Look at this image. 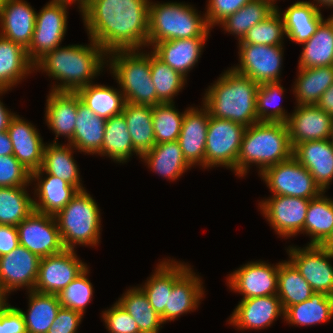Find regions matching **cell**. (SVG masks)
<instances>
[{
  "instance_id": "obj_1",
  "label": "cell",
  "mask_w": 333,
  "mask_h": 333,
  "mask_svg": "<svg viewBox=\"0 0 333 333\" xmlns=\"http://www.w3.org/2000/svg\"><path fill=\"white\" fill-rule=\"evenodd\" d=\"M149 2L89 0L80 11L88 38L107 54L115 50L148 48Z\"/></svg>"
},
{
  "instance_id": "obj_29",
  "label": "cell",
  "mask_w": 333,
  "mask_h": 333,
  "mask_svg": "<svg viewBox=\"0 0 333 333\" xmlns=\"http://www.w3.org/2000/svg\"><path fill=\"white\" fill-rule=\"evenodd\" d=\"M276 9L282 16L286 38L298 45L308 41L324 20L321 10L309 1H296L282 13L278 5Z\"/></svg>"
},
{
  "instance_id": "obj_35",
  "label": "cell",
  "mask_w": 333,
  "mask_h": 333,
  "mask_svg": "<svg viewBox=\"0 0 333 333\" xmlns=\"http://www.w3.org/2000/svg\"><path fill=\"white\" fill-rule=\"evenodd\" d=\"M97 155L106 156L119 164L129 162L133 155L139 156V159H141V155L132 144L127 123L122 113L106 120L102 149Z\"/></svg>"
},
{
  "instance_id": "obj_27",
  "label": "cell",
  "mask_w": 333,
  "mask_h": 333,
  "mask_svg": "<svg viewBox=\"0 0 333 333\" xmlns=\"http://www.w3.org/2000/svg\"><path fill=\"white\" fill-rule=\"evenodd\" d=\"M44 121L55 134L53 143H58L60 136L69 143L75 129L78 94L76 92L49 91L45 104Z\"/></svg>"
},
{
  "instance_id": "obj_66",
  "label": "cell",
  "mask_w": 333,
  "mask_h": 333,
  "mask_svg": "<svg viewBox=\"0 0 333 333\" xmlns=\"http://www.w3.org/2000/svg\"><path fill=\"white\" fill-rule=\"evenodd\" d=\"M268 1L272 2L274 5L277 6V3H275V2H277V0H268ZM278 1H279V0H278Z\"/></svg>"
},
{
  "instance_id": "obj_17",
  "label": "cell",
  "mask_w": 333,
  "mask_h": 333,
  "mask_svg": "<svg viewBox=\"0 0 333 333\" xmlns=\"http://www.w3.org/2000/svg\"><path fill=\"white\" fill-rule=\"evenodd\" d=\"M40 257L19 245L10 253L0 256V288L9 296L25 288L33 291L39 270Z\"/></svg>"
},
{
  "instance_id": "obj_54",
  "label": "cell",
  "mask_w": 333,
  "mask_h": 333,
  "mask_svg": "<svg viewBox=\"0 0 333 333\" xmlns=\"http://www.w3.org/2000/svg\"><path fill=\"white\" fill-rule=\"evenodd\" d=\"M83 317L78 311L61 307L47 333H78Z\"/></svg>"
},
{
  "instance_id": "obj_45",
  "label": "cell",
  "mask_w": 333,
  "mask_h": 333,
  "mask_svg": "<svg viewBox=\"0 0 333 333\" xmlns=\"http://www.w3.org/2000/svg\"><path fill=\"white\" fill-rule=\"evenodd\" d=\"M29 186L0 187V224L17 226L34 211Z\"/></svg>"
},
{
  "instance_id": "obj_59",
  "label": "cell",
  "mask_w": 333,
  "mask_h": 333,
  "mask_svg": "<svg viewBox=\"0 0 333 333\" xmlns=\"http://www.w3.org/2000/svg\"><path fill=\"white\" fill-rule=\"evenodd\" d=\"M13 155V146L7 131L0 132V156Z\"/></svg>"
},
{
  "instance_id": "obj_23",
  "label": "cell",
  "mask_w": 333,
  "mask_h": 333,
  "mask_svg": "<svg viewBox=\"0 0 333 333\" xmlns=\"http://www.w3.org/2000/svg\"><path fill=\"white\" fill-rule=\"evenodd\" d=\"M36 13L25 0H5L0 11V36L27 49L35 29Z\"/></svg>"
},
{
  "instance_id": "obj_58",
  "label": "cell",
  "mask_w": 333,
  "mask_h": 333,
  "mask_svg": "<svg viewBox=\"0 0 333 333\" xmlns=\"http://www.w3.org/2000/svg\"><path fill=\"white\" fill-rule=\"evenodd\" d=\"M316 105L333 116V84L321 95Z\"/></svg>"
},
{
  "instance_id": "obj_12",
  "label": "cell",
  "mask_w": 333,
  "mask_h": 333,
  "mask_svg": "<svg viewBox=\"0 0 333 333\" xmlns=\"http://www.w3.org/2000/svg\"><path fill=\"white\" fill-rule=\"evenodd\" d=\"M289 260L310 284L313 292L333 296V251L320 245H289Z\"/></svg>"
},
{
  "instance_id": "obj_10",
  "label": "cell",
  "mask_w": 333,
  "mask_h": 333,
  "mask_svg": "<svg viewBox=\"0 0 333 333\" xmlns=\"http://www.w3.org/2000/svg\"><path fill=\"white\" fill-rule=\"evenodd\" d=\"M259 176L272 195L314 199L323 192L311 173L293 156L267 167Z\"/></svg>"
},
{
  "instance_id": "obj_32",
  "label": "cell",
  "mask_w": 333,
  "mask_h": 333,
  "mask_svg": "<svg viewBox=\"0 0 333 333\" xmlns=\"http://www.w3.org/2000/svg\"><path fill=\"white\" fill-rule=\"evenodd\" d=\"M34 65L28 59L26 49L19 43L0 36V88L9 89L28 77Z\"/></svg>"
},
{
  "instance_id": "obj_63",
  "label": "cell",
  "mask_w": 333,
  "mask_h": 333,
  "mask_svg": "<svg viewBox=\"0 0 333 333\" xmlns=\"http://www.w3.org/2000/svg\"><path fill=\"white\" fill-rule=\"evenodd\" d=\"M8 296L0 288V311L9 303Z\"/></svg>"
},
{
  "instance_id": "obj_31",
  "label": "cell",
  "mask_w": 333,
  "mask_h": 333,
  "mask_svg": "<svg viewBox=\"0 0 333 333\" xmlns=\"http://www.w3.org/2000/svg\"><path fill=\"white\" fill-rule=\"evenodd\" d=\"M141 161L146 163L150 171L171 182L179 180L192 168L184 158L178 141L155 144L141 156Z\"/></svg>"
},
{
  "instance_id": "obj_65",
  "label": "cell",
  "mask_w": 333,
  "mask_h": 333,
  "mask_svg": "<svg viewBox=\"0 0 333 333\" xmlns=\"http://www.w3.org/2000/svg\"><path fill=\"white\" fill-rule=\"evenodd\" d=\"M5 0H0V11H1V8L3 6V3H4Z\"/></svg>"
},
{
  "instance_id": "obj_51",
  "label": "cell",
  "mask_w": 333,
  "mask_h": 333,
  "mask_svg": "<svg viewBox=\"0 0 333 333\" xmlns=\"http://www.w3.org/2000/svg\"><path fill=\"white\" fill-rule=\"evenodd\" d=\"M31 185V172L13 155L0 156V187Z\"/></svg>"
},
{
  "instance_id": "obj_61",
  "label": "cell",
  "mask_w": 333,
  "mask_h": 333,
  "mask_svg": "<svg viewBox=\"0 0 333 333\" xmlns=\"http://www.w3.org/2000/svg\"><path fill=\"white\" fill-rule=\"evenodd\" d=\"M51 1H58V2H66L70 4H77V8L79 12L88 4L89 0H51Z\"/></svg>"
},
{
  "instance_id": "obj_9",
  "label": "cell",
  "mask_w": 333,
  "mask_h": 333,
  "mask_svg": "<svg viewBox=\"0 0 333 333\" xmlns=\"http://www.w3.org/2000/svg\"><path fill=\"white\" fill-rule=\"evenodd\" d=\"M71 5L49 0L37 11L32 41L26 49L28 59L33 65L45 54L61 46L68 29V8Z\"/></svg>"
},
{
  "instance_id": "obj_49",
  "label": "cell",
  "mask_w": 333,
  "mask_h": 333,
  "mask_svg": "<svg viewBox=\"0 0 333 333\" xmlns=\"http://www.w3.org/2000/svg\"><path fill=\"white\" fill-rule=\"evenodd\" d=\"M284 37V22L276 9L269 17L249 29L238 44L284 45Z\"/></svg>"
},
{
  "instance_id": "obj_40",
  "label": "cell",
  "mask_w": 333,
  "mask_h": 333,
  "mask_svg": "<svg viewBox=\"0 0 333 333\" xmlns=\"http://www.w3.org/2000/svg\"><path fill=\"white\" fill-rule=\"evenodd\" d=\"M116 301L133 317L140 333H160L165 323L140 287L132 286L126 289Z\"/></svg>"
},
{
  "instance_id": "obj_46",
  "label": "cell",
  "mask_w": 333,
  "mask_h": 333,
  "mask_svg": "<svg viewBox=\"0 0 333 333\" xmlns=\"http://www.w3.org/2000/svg\"><path fill=\"white\" fill-rule=\"evenodd\" d=\"M151 78L157 98L161 103H174V97L182 92L187 79L164 63L151 51Z\"/></svg>"
},
{
  "instance_id": "obj_47",
  "label": "cell",
  "mask_w": 333,
  "mask_h": 333,
  "mask_svg": "<svg viewBox=\"0 0 333 333\" xmlns=\"http://www.w3.org/2000/svg\"><path fill=\"white\" fill-rule=\"evenodd\" d=\"M284 90L281 82L259 84L256 94V111L259 122L286 123L290 113L285 111L282 103ZM270 109V110H269Z\"/></svg>"
},
{
  "instance_id": "obj_5",
  "label": "cell",
  "mask_w": 333,
  "mask_h": 333,
  "mask_svg": "<svg viewBox=\"0 0 333 333\" xmlns=\"http://www.w3.org/2000/svg\"><path fill=\"white\" fill-rule=\"evenodd\" d=\"M205 14L183 2H149L148 49L155 43L173 39L209 38Z\"/></svg>"
},
{
  "instance_id": "obj_7",
  "label": "cell",
  "mask_w": 333,
  "mask_h": 333,
  "mask_svg": "<svg viewBox=\"0 0 333 333\" xmlns=\"http://www.w3.org/2000/svg\"><path fill=\"white\" fill-rule=\"evenodd\" d=\"M87 190L78 191L72 200L54 217L65 249L77 245L94 248L101 243V212Z\"/></svg>"
},
{
  "instance_id": "obj_3",
  "label": "cell",
  "mask_w": 333,
  "mask_h": 333,
  "mask_svg": "<svg viewBox=\"0 0 333 333\" xmlns=\"http://www.w3.org/2000/svg\"><path fill=\"white\" fill-rule=\"evenodd\" d=\"M205 90L202 104L211 116L249 127L258 121L256 94L259 84L231 67Z\"/></svg>"
},
{
  "instance_id": "obj_64",
  "label": "cell",
  "mask_w": 333,
  "mask_h": 333,
  "mask_svg": "<svg viewBox=\"0 0 333 333\" xmlns=\"http://www.w3.org/2000/svg\"><path fill=\"white\" fill-rule=\"evenodd\" d=\"M331 143L333 145V127H332V131H331V137H330Z\"/></svg>"
},
{
  "instance_id": "obj_20",
  "label": "cell",
  "mask_w": 333,
  "mask_h": 333,
  "mask_svg": "<svg viewBox=\"0 0 333 333\" xmlns=\"http://www.w3.org/2000/svg\"><path fill=\"white\" fill-rule=\"evenodd\" d=\"M202 106H190L185 109L178 143L186 161L192 166H201L205 170V145L210 113Z\"/></svg>"
},
{
  "instance_id": "obj_11",
  "label": "cell",
  "mask_w": 333,
  "mask_h": 333,
  "mask_svg": "<svg viewBox=\"0 0 333 333\" xmlns=\"http://www.w3.org/2000/svg\"><path fill=\"white\" fill-rule=\"evenodd\" d=\"M284 45L238 44V62L231 68L258 84L281 82Z\"/></svg>"
},
{
  "instance_id": "obj_18",
  "label": "cell",
  "mask_w": 333,
  "mask_h": 333,
  "mask_svg": "<svg viewBox=\"0 0 333 333\" xmlns=\"http://www.w3.org/2000/svg\"><path fill=\"white\" fill-rule=\"evenodd\" d=\"M279 317L284 320V309L276 294L241 299L227 322L240 331L264 330Z\"/></svg>"
},
{
  "instance_id": "obj_43",
  "label": "cell",
  "mask_w": 333,
  "mask_h": 333,
  "mask_svg": "<svg viewBox=\"0 0 333 333\" xmlns=\"http://www.w3.org/2000/svg\"><path fill=\"white\" fill-rule=\"evenodd\" d=\"M276 10V5L268 0H251L238 11L228 16L219 26L224 32L235 36L239 42L249 29L269 17Z\"/></svg>"
},
{
  "instance_id": "obj_33",
  "label": "cell",
  "mask_w": 333,
  "mask_h": 333,
  "mask_svg": "<svg viewBox=\"0 0 333 333\" xmlns=\"http://www.w3.org/2000/svg\"><path fill=\"white\" fill-rule=\"evenodd\" d=\"M66 144L46 143L41 169L48 174L63 179L78 191L85 190L82 178H80V168H78L79 166L73 157L77 150L71 144Z\"/></svg>"
},
{
  "instance_id": "obj_50",
  "label": "cell",
  "mask_w": 333,
  "mask_h": 333,
  "mask_svg": "<svg viewBox=\"0 0 333 333\" xmlns=\"http://www.w3.org/2000/svg\"><path fill=\"white\" fill-rule=\"evenodd\" d=\"M89 266L61 292L58 298L63 308L80 312L83 316L94 294L93 284L88 278Z\"/></svg>"
},
{
  "instance_id": "obj_39",
  "label": "cell",
  "mask_w": 333,
  "mask_h": 333,
  "mask_svg": "<svg viewBox=\"0 0 333 333\" xmlns=\"http://www.w3.org/2000/svg\"><path fill=\"white\" fill-rule=\"evenodd\" d=\"M27 312L18 308L23 314L27 333H47L62 307L57 294H42L28 291Z\"/></svg>"
},
{
  "instance_id": "obj_16",
  "label": "cell",
  "mask_w": 333,
  "mask_h": 333,
  "mask_svg": "<svg viewBox=\"0 0 333 333\" xmlns=\"http://www.w3.org/2000/svg\"><path fill=\"white\" fill-rule=\"evenodd\" d=\"M16 228L19 245L40 258L58 254L65 249L54 216L33 211Z\"/></svg>"
},
{
  "instance_id": "obj_60",
  "label": "cell",
  "mask_w": 333,
  "mask_h": 333,
  "mask_svg": "<svg viewBox=\"0 0 333 333\" xmlns=\"http://www.w3.org/2000/svg\"><path fill=\"white\" fill-rule=\"evenodd\" d=\"M309 2L315 5L319 10L323 9V7L326 9L333 8V0H313V2L309 0Z\"/></svg>"
},
{
  "instance_id": "obj_2",
  "label": "cell",
  "mask_w": 333,
  "mask_h": 333,
  "mask_svg": "<svg viewBox=\"0 0 333 333\" xmlns=\"http://www.w3.org/2000/svg\"><path fill=\"white\" fill-rule=\"evenodd\" d=\"M88 39V45L57 47L34 64L36 72H44L55 80L56 84L52 83L51 91L77 92L93 83L107 68V53L94 40Z\"/></svg>"
},
{
  "instance_id": "obj_4",
  "label": "cell",
  "mask_w": 333,
  "mask_h": 333,
  "mask_svg": "<svg viewBox=\"0 0 333 333\" xmlns=\"http://www.w3.org/2000/svg\"><path fill=\"white\" fill-rule=\"evenodd\" d=\"M293 156L288 127L283 122H257L246 127L237 159V177L246 176L252 166L258 175L267 167Z\"/></svg>"
},
{
  "instance_id": "obj_52",
  "label": "cell",
  "mask_w": 333,
  "mask_h": 333,
  "mask_svg": "<svg viewBox=\"0 0 333 333\" xmlns=\"http://www.w3.org/2000/svg\"><path fill=\"white\" fill-rule=\"evenodd\" d=\"M101 318L109 333H140L133 317L117 301L102 311Z\"/></svg>"
},
{
  "instance_id": "obj_14",
  "label": "cell",
  "mask_w": 333,
  "mask_h": 333,
  "mask_svg": "<svg viewBox=\"0 0 333 333\" xmlns=\"http://www.w3.org/2000/svg\"><path fill=\"white\" fill-rule=\"evenodd\" d=\"M279 264L280 261L276 265L262 260L248 261L227 276V286L231 292L242 295V299L276 295Z\"/></svg>"
},
{
  "instance_id": "obj_13",
  "label": "cell",
  "mask_w": 333,
  "mask_h": 333,
  "mask_svg": "<svg viewBox=\"0 0 333 333\" xmlns=\"http://www.w3.org/2000/svg\"><path fill=\"white\" fill-rule=\"evenodd\" d=\"M310 199L271 195L258 203L259 211L274 232L284 239L304 235V222Z\"/></svg>"
},
{
  "instance_id": "obj_62",
  "label": "cell",
  "mask_w": 333,
  "mask_h": 333,
  "mask_svg": "<svg viewBox=\"0 0 333 333\" xmlns=\"http://www.w3.org/2000/svg\"><path fill=\"white\" fill-rule=\"evenodd\" d=\"M320 246L333 251V228L330 235L320 244Z\"/></svg>"
},
{
  "instance_id": "obj_41",
  "label": "cell",
  "mask_w": 333,
  "mask_h": 333,
  "mask_svg": "<svg viewBox=\"0 0 333 333\" xmlns=\"http://www.w3.org/2000/svg\"><path fill=\"white\" fill-rule=\"evenodd\" d=\"M127 123L132 144L142 156L155 145L152 106L125 103L122 111Z\"/></svg>"
},
{
  "instance_id": "obj_8",
  "label": "cell",
  "mask_w": 333,
  "mask_h": 333,
  "mask_svg": "<svg viewBox=\"0 0 333 333\" xmlns=\"http://www.w3.org/2000/svg\"><path fill=\"white\" fill-rule=\"evenodd\" d=\"M246 127L210 115L205 145V169L229 168L237 176V159Z\"/></svg>"
},
{
  "instance_id": "obj_15",
  "label": "cell",
  "mask_w": 333,
  "mask_h": 333,
  "mask_svg": "<svg viewBox=\"0 0 333 333\" xmlns=\"http://www.w3.org/2000/svg\"><path fill=\"white\" fill-rule=\"evenodd\" d=\"M76 253V250L64 249L58 254L42 257L34 291L58 294L78 277L88 265Z\"/></svg>"
},
{
  "instance_id": "obj_55",
  "label": "cell",
  "mask_w": 333,
  "mask_h": 333,
  "mask_svg": "<svg viewBox=\"0 0 333 333\" xmlns=\"http://www.w3.org/2000/svg\"><path fill=\"white\" fill-rule=\"evenodd\" d=\"M0 333H27L23 314L9 303L0 311Z\"/></svg>"
},
{
  "instance_id": "obj_21",
  "label": "cell",
  "mask_w": 333,
  "mask_h": 333,
  "mask_svg": "<svg viewBox=\"0 0 333 333\" xmlns=\"http://www.w3.org/2000/svg\"><path fill=\"white\" fill-rule=\"evenodd\" d=\"M31 185H34V211L51 216L60 212L78 193L74 186L41 168L31 173Z\"/></svg>"
},
{
  "instance_id": "obj_53",
  "label": "cell",
  "mask_w": 333,
  "mask_h": 333,
  "mask_svg": "<svg viewBox=\"0 0 333 333\" xmlns=\"http://www.w3.org/2000/svg\"><path fill=\"white\" fill-rule=\"evenodd\" d=\"M206 16L207 23L212 29L224 21L251 0H207Z\"/></svg>"
},
{
  "instance_id": "obj_30",
  "label": "cell",
  "mask_w": 333,
  "mask_h": 333,
  "mask_svg": "<svg viewBox=\"0 0 333 333\" xmlns=\"http://www.w3.org/2000/svg\"><path fill=\"white\" fill-rule=\"evenodd\" d=\"M106 120L95 115L80 99L78 95V108L73 138L69 142L77 152L97 155L104 141Z\"/></svg>"
},
{
  "instance_id": "obj_6",
  "label": "cell",
  "mask_w": 333,
  "mask_h": 333,
  "mask_svg": "<svg viewBox=\"0 0 333 333\" xmlns=\"http://www.w3.org/2000/svg\"><path fill=\"white\" fill-rule=\"evenodd\" d=\"M107 59L110 74L127 103L152 107L161 104L151 78V51L115 50L107 54Z\"/></svg>"
},
{
  "instance_id": "obj_48",
  "label": "cell",
  "mask_w": 333,
  "mask_h": 333,
  "mask_svg": "<svg viewBox=\"0 0 333 333\" xmlns=\"http://www.w3.org/2000/svg\"><path fill=\"white\" fill-rule=\"evenodd\" d=\"M175 107V102L161 103L152 107L155 144L178 140L185 110L180 112Z\"/></svg>"
},
{
  "instance_id": "obj_19",
  "label": "cell",
  "mask_w": 333,
  "mask_h": 333,
  "mask_svg": "<svg viewBox=\"0 0 333 333\" xmlns=\"http://www.w3.org/2000/svg\"><path fill=\"white\" fill-rule=\"evenodd\" d=\"M294 108L286 122L292 148L306 141L330 139L333 116L317 105H296Z\"/></svg>"
},
{
  "instance_id": "obj_44",
  "label": "cell",
  "mask_w": 333,
  "mask_h": 333,
  "mask_svg": "<svg viewBox=\"0 0 333 333\" xmlns=\"http://www.w3.org/2000/svg\"><path fill=\"white\" fill-rule=\"evenodd\" d=\"M313 293L310 284L289 259L280 262L277 296L281 300L284 311L289 306L309 299Z\"/></svg>"
},
{
  "instance_id": "obj_25",
  "label": "cell",
  "mask_w": 333,
  "mask_h": 333,
  "mask_svg": "<svg viewBox=\"0 0 333 333\" xmlns=\"http://www.w3.org/2000/svg\"><path fill=\"white\" fill-rule=\"evenodd\" d=\"M191 267L184 261L163 258L157 263L154 271L144 284L138 285L146 294L149 303L161 316L168 306L169 294L173 284Z\"/></svg>"
},
{
  "instance_id": "obj_34",
  "label": "cell",
  "mask_w": 333,
  "mask_h": 333,
  "mask_svg": "<svg viewBox=\"0 0 333 333\" xmlns=\"http://www.w3.org/2000/svg\"><path fill=\"white\" fill-rule=\"evenodd\" d=\"M301 45L298 68L333 66V15L324 19L313 36Z\"/></svg>"
},
{
  "instance_id": "obj_22",
  "label": "cell",
  "mask_w": 333,
  "mask_h": 333,
  "mask_svg": "<svg viewBox=\"0 0 333 333\" xmlns=\"http://www.w3.org/2000/svg\"><path fill=\"white\" fill-rule=\"evenodd\" d=\"M18 114L11 119L7 132L13 156L31 173L41 168L45 143L33 123Z\"/></svg>"
},
{
  "instance_id": "obj_28",
  "label": "cell",
  "mask_w": 333,
  "mask_h": 333,
  "mask_svg": "<svg viewBox=\"0 0 333 333\" xmlns=\"http://www.w3.org/2000/svg\"><path fill=\"white\" fill-rule=\"evenodd\" d=\"M208 39L187 38L161 41L155 43L150 50L187 79L189 72L200 60Z\"/></svg>"
},
{
  "instance_id": "obj_37",
  "label": "cell",
  "mask_w": 333,
  "mask_h": 333,
  "mask_svg": "<svg viewBox=\"0 0 333 333\" xmlns=\"http://www.w3.org/2000/svg\"><path fill=\"white\" fill-rule=\"evenodd\" d=\"M333 319V296L314 292L299 304L284 311V321L291 326H315Z\"/></svg>"
},
{
  "instance_id": "obj_26",
  "label": "cell",
  "mask_w": 333,
  "mask_h": 333,
  "mask_svg": "<svg viewBox=\"0 0 333 333\" xmlns=\"http://www.w3.org/2000/svg\"><path fill=\"white\" fill-rule=\"evenodd\" d=\"M202 278L190 267L174 284L169 294L168 306L161 315L162 321L171 322L181 315L194 312L205 295Z\"/></svg>"
},
{
  "instance_id": "obj_38",
  "label": "cell",
  "mask_w": 333,
  "mask_h": 333,
  "mask_svg": "<svg viewBox=\"0 0 333 333\" xmlns=\"http://www.w3.org/2000/svg\"><path fill=\"white\" fill-rule=\"evenodd\" d=\"M119 88V89H118ZM81 101L95 115L105 120L121 114L125 106V98L120 87L114 88L104 84L90 83L76 92Z\"/></svg>"
},
{
  "instance_id": "obj_24",
  "label": "cell",
  "mask_w": 333,
  "mask_h": 333,
  "mask_svg": "<svg viewBox=\"0 0 333 333\" xmlns=\"http://www.w3.org/2000/svg\"><path fill=\"white\" fill-rule=\"evenodd\" d=\"M293 157L312 175L315 183L326 192L333 181V145L330 139L297 144Z\"/></svg>"
},
{
  "instance_id": "obj_56",
  "label": "cell",
  "mask_w": 333,
  "mask_h": 333,
  "mask_svg": "<svg viewBox=\"0 0 333 333\" xmlns=\"http://www.w3.org/2000/svg\"><path fill=\"white\" fill-rule=\"evenodd\" d=\"M19 246L16 226L0 224V256L6 255Z\"/></svg>"
},
{
  "instance_id": "obj_36",
  "label": "cell",
  "mask_w": 333,
  "mask_h": 333,
  "mask_svg": "<svg viewBox=\"0 0 333 333\" xmlns=\"http://www.w3.org/2000/svg\"><path fill=\"white\" fill-rule=\"evenodd\" d=\"M296 76L292 87L296 105H316L333 84V66L298 68Z\"/></svg>"
},
{
  "instance_id": "obj_42",
  "label": "cell",
  "mask_w": 333,
  "mask_h": 333,
  "mask_svg": "<svg viewBox=\"0 0 333 333\" xmlns=\"http://www.w3.org/2000/svg\"><path fill=\"white\" fill-rule=\"evenodd\" d=\"M325 194L310 199L304 222V234L311 238L307 245H320L332 231L333 199Z\"/></svg>"
},
{
  "instance_id": "obj_57",
  "label": "cell",
  "mask_w": 333,
  "mask_h": 333,
  "mask_svg": "<svg viewBox=\"0 0 333 333\" xmlns=\"http://www.w3.org/2000/svg\"><path fill=\"white\" fill-rule=\"evenodd\" d=\"M8 91L9 89L0 88V96L6 94ZM15 114L16 113L13 111L11 112V109L9 111V108L3 104L0 97V132L7 131L10 121L15 116Z\"/></svg>"
}]
</instances>
